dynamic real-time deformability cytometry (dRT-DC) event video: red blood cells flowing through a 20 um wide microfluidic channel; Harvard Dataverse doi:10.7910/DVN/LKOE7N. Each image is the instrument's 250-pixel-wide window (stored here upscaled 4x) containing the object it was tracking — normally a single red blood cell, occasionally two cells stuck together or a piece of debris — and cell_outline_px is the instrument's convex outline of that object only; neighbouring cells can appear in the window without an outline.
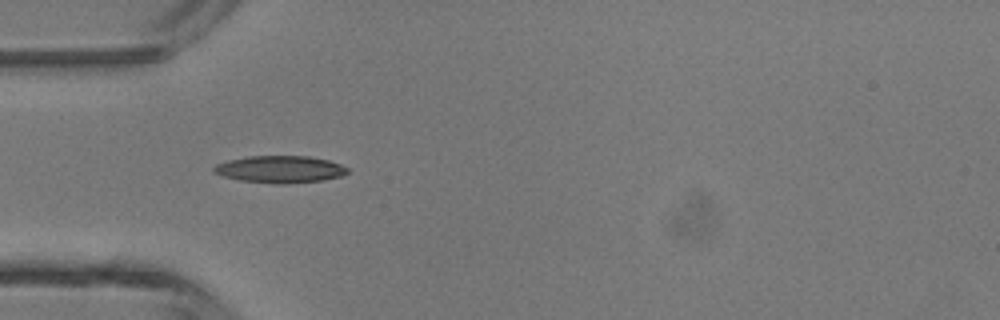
{"species": "common noctule bat (a hibernating species)", "species_latin": "Nyctalus noctula", "temperature_condition": "room temperature", "stored_images_in_passage": 2, "camera_frame_rate_fps": 3000, "um_per_image_px": 0.085, "animal": {"sex": "male", "body_mass_g": 13.3}, "frame": {"image": 1, "passage_image": 1, "time_ms": 0.0, "image_size_px": [1000, 320], "cell_outline_px": [[348, 172], [340, 176], [324, 180], [284, 184], [276, 184], [240, 180], [224, 176], [212, 172], [212, 168], [216, 164], [228, 160], [248, 156], [308, 156], [328, 160], [340, 164], [348, 168]], "centroid_in_image_um": [23.78, 14.39], "position_along_channel_um": 61.2, "area_um2": 21.1}}
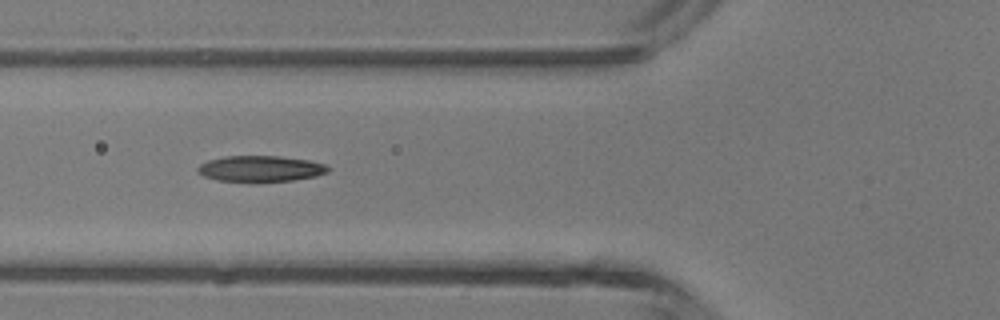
{"frame": {"image": 2, "passage_image": 2, "time_ms": 0.333, "image_size_px": [1000, 320], "cell_outline_px": [[328, 172], [316, 176], [292, 180], [260, 184], [252, 184], [220, 180], [204, 176], [196, 172], [196, 168], [200, 164], [208, 160], [224, 156], [276, 156], [308, 160], [324, 164], [328, 168]], "centroid_in_image_um": [22.09, 14.37], "position_along_channel_um": 103.7, "area_um2": 20.29}}